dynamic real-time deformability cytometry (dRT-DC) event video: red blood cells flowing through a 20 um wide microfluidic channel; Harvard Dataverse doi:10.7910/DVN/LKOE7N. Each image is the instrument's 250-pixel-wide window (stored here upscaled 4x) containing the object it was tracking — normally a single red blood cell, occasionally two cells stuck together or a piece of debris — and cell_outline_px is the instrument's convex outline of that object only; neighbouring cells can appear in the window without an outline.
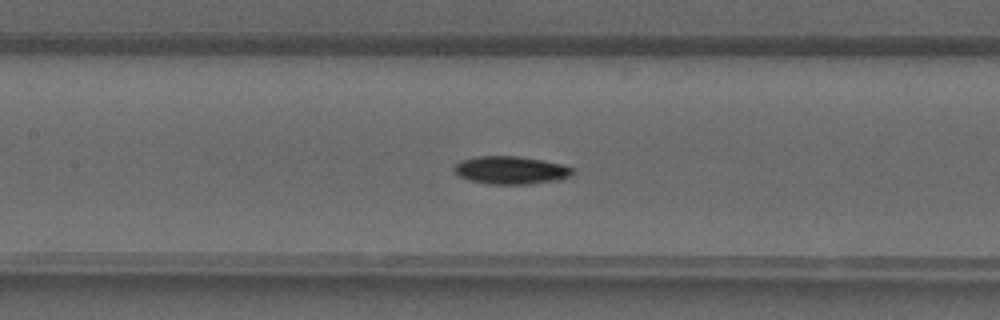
{"species": "common noctule bat (a hibernating species)", "species_latin": "Nyctalus noctula", "temperature_condition": "warm", "stored_images_in_passage": 42, "camera_frame_rate_fps": 3000, "um_per_image_px": 0.085, "animal": {"sex": "male", "forearm_length_mm": 52.5}, "frame": {"image": 1, "passage_image": 19, "time_ms": 6.0, "image_size_px": [1000, 320], "cell_outline_px": [[576, 172], [572, 176], [556, 180], [528, 184], [488, 184], [468, 180], [460, 176], [456, 172], [456, 164], [460, 160], [476, 156], [516, 156], [540, 160], [560, 164], [572, 168]], "centroid_in_image_um": [43.43, 14.47], "position_along_channel_um": 164.0, "area_um2": 19.07}}
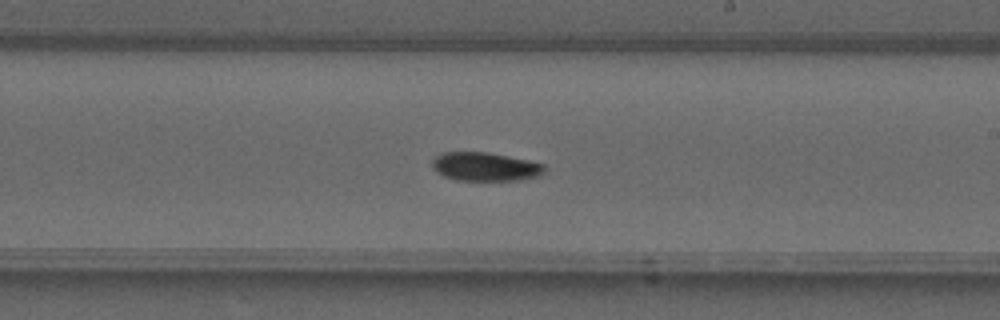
{"frame": {"image": 2, "passage_image": 24, "time_ms": 7.667, "image_size_px": [1000, 320], "cell_outline_px": [[544, 172], [540, 176], [520, 180], [456, 180], [444, 176], [436, 172], [432, 168], [432, 160], [436, 156], [444, 152], [488, 152], [528, 160], [544, 164]], "centroid_in_image_um": [41.23, 14.17], "position_along_channel_um": 247.8, "area_um2": 18.79}}
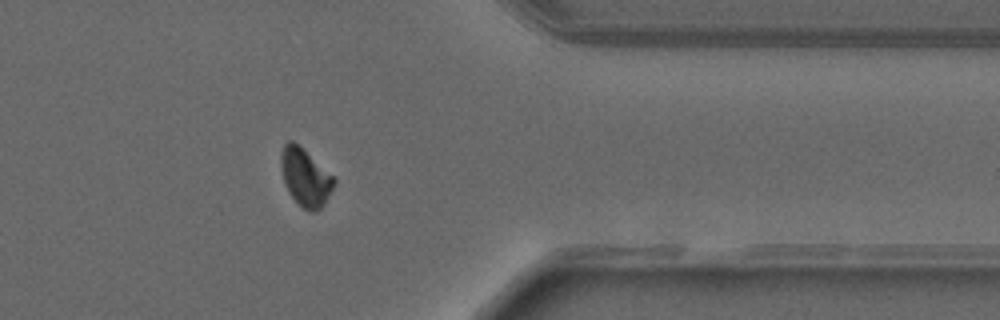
{"frame": {"image": 3, "passage_image": 33, "time_ms": 10.667, "image_size_px": [1000, 320], "cell_outline_px": [[336, 180], [324, 204], [316, 212], [312, 212], [304, 208], [288, 192], [284, 184], [280, 164], [280, 156], [284, 144], [288, 140], [292, 140], [332, 176]], "centroid_in_image_um": [25.91, 15.08], "position_along_channel_um": 385.5, "area_um2": 17.22}}